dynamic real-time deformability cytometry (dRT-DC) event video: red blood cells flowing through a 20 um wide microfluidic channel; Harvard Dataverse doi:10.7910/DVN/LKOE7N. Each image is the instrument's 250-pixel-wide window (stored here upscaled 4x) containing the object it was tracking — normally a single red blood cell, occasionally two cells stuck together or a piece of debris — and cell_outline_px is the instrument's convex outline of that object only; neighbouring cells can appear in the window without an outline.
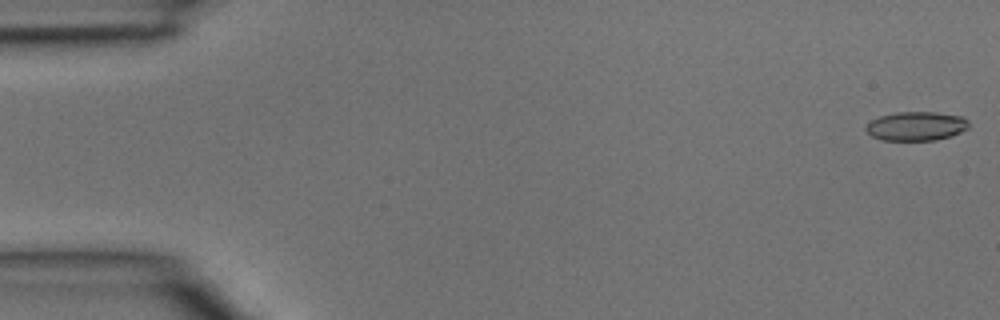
{"species": "common noctule bat (a hibernating species)", "species_latin": "Nyctalus noctula", "temperature_condition": "room temperature", "stored_images_in_passage": 4, "camera_frame_rate_fps": 3000, "um_per_image_px": 0.085, "animal": {"sex": "male", "body_mass_g": 15.6}, "frame": {"image": 1, "passage_image": 1, "time_ms": 0.0, "image_size_px": [1000, 320], "cell_outline_px": [[968, 128], [952, 136], [936, 140], [880, 140], [872, 136], [864, 128], [872, 120], [880, 116], [896, 112], [936, 112], [964, 116], [968, 120]], "centroid_in_image_um": [77.9, 10.72], "position_along_channel_um": 7.1, "area_um2": 17.46}}
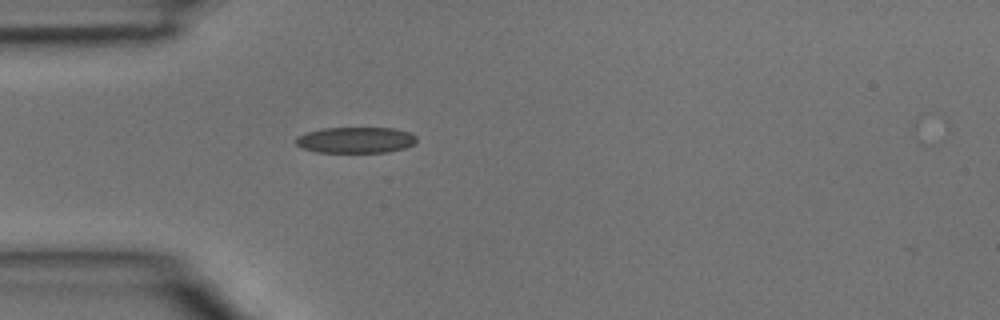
{"frame": {"image": 2, "passage_image": 4, "time_ms": 1.0, "image_size_px": [1000, 320], "cell_outline_px": [[416, 140], [412, 144], [404, 148], [388, 152], [316, 152], [304, 148], [296, 144], [296, 136], [308, 132], [324, 128], [392, 128], [408, 132], [416, 136]], "centroid_in_image_um": [30.22, 11.9], "position_along_channel_um": 54.8, "area_um2": 18.09}}